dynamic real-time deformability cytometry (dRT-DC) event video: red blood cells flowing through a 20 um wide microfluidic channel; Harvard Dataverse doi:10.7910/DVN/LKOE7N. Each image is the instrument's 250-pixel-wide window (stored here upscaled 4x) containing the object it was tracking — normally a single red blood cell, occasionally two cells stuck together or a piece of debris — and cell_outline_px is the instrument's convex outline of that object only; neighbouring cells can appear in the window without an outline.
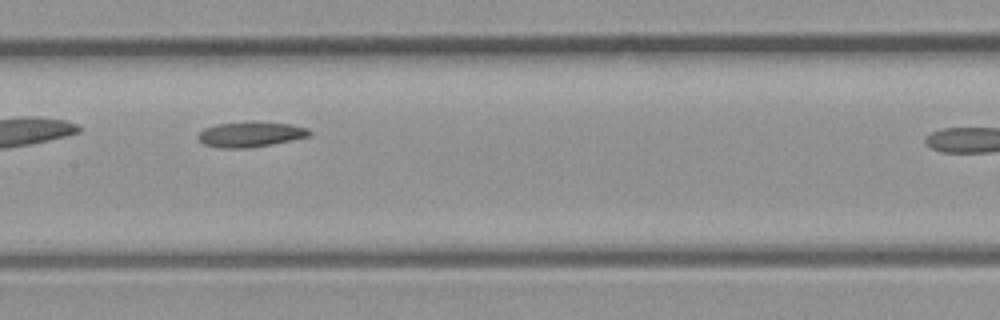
{"species": "common noctule bat (a hibernating species)", "species_latin": "Nyctalus noctula", "temperature_condition": "room temperature", "stored_images_in_passage": 10, "camera_frame_rate_fps": 3000, "um_per_image_px": 0.085, "animal": {"sex": "male", "body_mass_g": 23.1, "forearm_length_mm": 52.7}, "frame": {"image": 1, "passage_image": 7, "time_ms": 2.0, "image_size_px": [1000, 320], "cell_outline_px": [[312, 132], [308, 136], [292, 140], [272, 144], [248, 148], [220, 148], [204, 144], [196, 136], [204, 128], [216, 124], [288, 124], [308, 128]], "centroid_in_image_um": [21.26, 11.46], "position_along_channel_um": 186.1, "area_um2": 15.55}}